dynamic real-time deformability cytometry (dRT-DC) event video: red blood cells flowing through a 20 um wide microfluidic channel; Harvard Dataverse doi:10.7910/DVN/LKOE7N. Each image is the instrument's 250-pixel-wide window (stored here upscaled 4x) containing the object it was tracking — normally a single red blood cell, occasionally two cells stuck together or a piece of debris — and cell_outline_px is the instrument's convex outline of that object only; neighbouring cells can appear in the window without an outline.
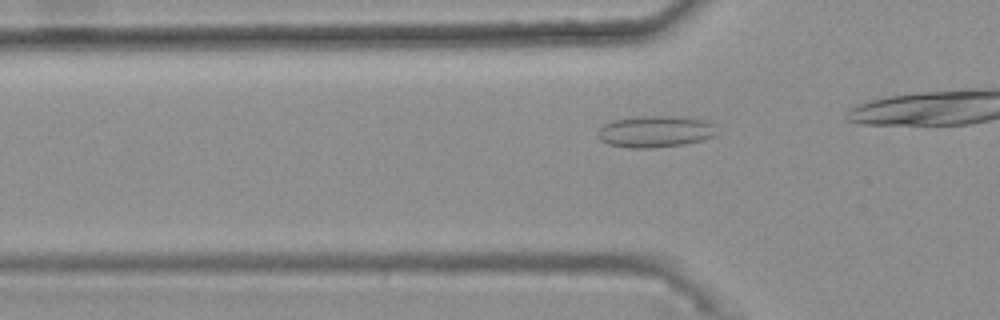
{"species": "common noctule bat (a hibernating species)", "species_latin": "Nyctalus noctula", "temperature_condition": "warm", "stored_images_in_passage": 14, "camera_frame_rate_fps": 3000, "um_per_image_px": 0.085, "animal": {"sex": "female", "body_mass_g": 25.1}, "frame": {"image": 1, "passage_image": 8, "time_ms": 2.333, "image_size_px": [1000, 320], "cell_outline_px": [[716, 136], [684, 144], [652, 148], [632, 148], [608, 144], [600, 140], [596, 136], [596, 132], [604, 124], [612, 120], [640, 116], [676, 116], [708, 120], [712, 124], [716, 132]], "centroid_in_image_um": [55.67, 11.18], "position_along_channel_um": 70.1, "area_um2": 22.02}}
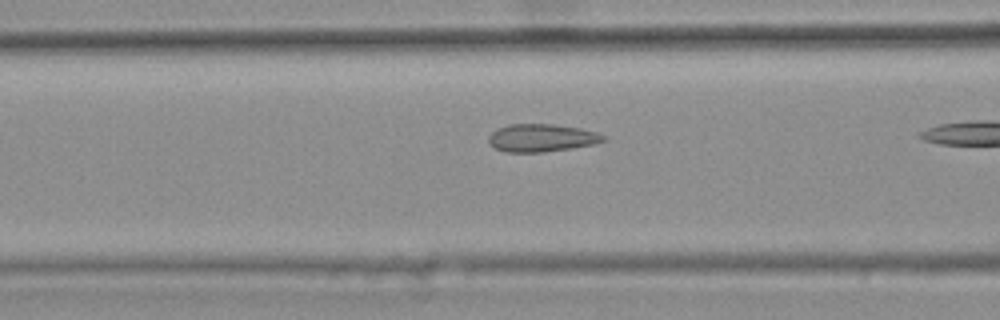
{"frame": {"image": 2, "passage_image": 12, "time_ms": 3.667, "image_size_px": [1000, 320], "cell_outline_px": [[608, 140], [596, 144], [572, 148], [544, 152], [508, 152], [496, 148], [488, 144], [488, 136], [492, 132], [508, 124], [552, 124], [580, 128], [596, 132], [604, 136]], "centroid_in_image_um": [46.05, 11.72], "position_along_channel_um": 120.5, "area_um2": 18.61}}